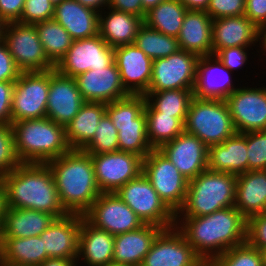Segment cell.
<instances>
[{"instance_id":"cell-1","label":"cell","mask_w":266,"mask_h":266,"mask_svg":"<svg viewBox=\"0 0 266 266\" xmlns=\"http://www.w3.org/2000/svg\"><path fill=\"white\" fill-rule=\"evenodd\" d=\"M175 226L195 253L206 262L247 242V219L235 207L223 208L201 217L176 219Z\"/></svg>"},{"instance_id":"cell-2","label":"cell","mask_w":266,"mask_h":266,"mask_svg":"<svg viewBox=\"0 0 266 266\" xmlns=\"http://www.w3.org/2000/svg\"><path fill=\"white\" fill-rule=\"evenodd\" d=\"M0 180L6 191L8 208L33 209L56 218L69 214L61 204L47 164L22 163Z\"/></svg>"},{"instance_id":"cell-3","label":"cell","mask_w":266,"mask_h":266,"mask_svg":"<svg viewBox=\"0 0 266 266\" xmlns=\"http://www.w3.org/2000/svg\"><path fill=\"white\" fill-rule=\"evenodd\" d=\"M46 164L53 174L64 209L69 214L84 215L101 194L91 155L82 149H70Z\"/></svg>"},{"instance_id":"cell-4","label":"cell","mask_w":266,"mask_h":266,"mask_svg":"<svg viewBox=\"0 0 266 266\" xmlns=\"http://www.w3.org/2000/svg\"><path fill=\"white\" fill-rule=\"evenodd\" d=\"M12 127L15 149L22 163L46 164L70 150L65 127L47 117L12 122Z\"/></svg>"},{"instance_id":"cell-5","label":"cell","mask_w":266,"mask_h":266,"mask_svg":"<svg viewBox=\"0 0 266 266\" xmlns=\"http://www.w3.org/2000/svg\"><path fill=\"white\" fill-rule=\"evenodd\" d=\"M236 179L235 174L207 169L189 180L186 199L177 212L176 219L201 217L223 208L234 207Z\"/></svg>"},{"instance_id":"cell-6","label":"cell","mask_w":266,"mask_h":266,"mask_svg":"<svg viewBox=\"0 0 266 266\" xmlns=\"http://www.w3.org/2000/svg\"><path fill=\"white\" fill-rule=\"evenodd\" d=\"M144 95H129L106 104V114L118 131L119 151L145 158L152 150L148 137Z\"/></svg>"},{"instance_id":"cell-7","label":"cell","mask_w":266,"mask_h":266,"mask_svg":"<svg viewBox=\"0 0 266 266\" xmlns=\"http://www.w3.org/2000/svg\"><path fill=\"white\" fill-rule=\"evenodd\" d=\"M184 131L198 137L208 147L221 144L236 133L226 100L193 97Z\"/></svg>"},{"instance_id":"cell-8","label":"cell","mask_w":266,"mask_h":266,"mask_svg":"<svg viewBox=\"0 0 266 266\" xmlns=\"http://www.w3.org/2000/svg\"><path fill=\"white\" fill-rule=\"evenodd\" d=\"M142 173L176 215L185 202L189 180L159 149H153L143 158Z\"/></svg>"},{"instance_id":"cell-9","label":"cell","mask_w":266,"mask_h":266,"mask_svg":"<svg viewBox=\"0 0 266 266\" xmlns=\"http://www.w3.org/2000/svg\"><path fill=\"white\" fill-rule=\"evenodd\" d=\"M144 224L164 229L175 226L176 215L160 199L150 181L141 173L115 192Z\"/></svg>"},{"instance_id":"cell-10","label":"cell","mask_w":266,"mask_h":266,"mask_svg":"<svg viewBox=\"0 0 266 266\" xmlns=\"http://www.w3.org/2000/svg\"><path fill=\"white\" fill-rule=\"evenodd\" d=\"M3 40L21 72L47 71L55 68L44 51L35 25L6 23Z\"/></svg>"},{"instance_id":"cell-11","label":"cell","mask_w":266,"mask_h":266,"mask_svg":"<svg viewBox=\"0 0 266 266\" xmlns=\"http://www.w3.org/2000/svg\"><path fill=\"white\" fill-rule=\"evenodd\" d=\"M48 93L49 70L21 72L12 94V122L46 117Z\"/></svg>"},{"instance_id":"cell-12","label":"cell","mask_w":266,"mask_h":266,"mask_svg":"<svg viewBox=\"0 0 266 266\" xmlns=\"http://www.w3.org/2000/svg\"><path fill=\"white\" fill-rule=\"evenodd\" d=\"M90 155L93 161L95 180L101 193L116 192L142 173L143 159L136 154L118 150Z\"/></svg>"},{"instance_id":"cell-13","label":"cell","mask_w":266,"mask_h":266,"mask_svg":"<svg viewBox=\"0 0 266 266\" xmlns=\"http://www.w3.org/2000/svg\"><path fill=\"white\" fill-rule=\"evenodd\" d=\"M199 57L179 49L165 58L152 62V78L148 91L193 89Z\"/></svg>"},{"instance_id":"cell-14","label":"cell","mask_w":266,"mask_h":266,"mask_svg":"<svg viewBox=\"0 0 266 266\" xmlns=\"http://www.w3.org/2000/svg\"><path fill=\"white\" fill-rule=\"evenodd\" d=\"M114 62V48L99 35L91 38L73 40L66 55L57 63L55 69L64 76L76 77L88 70L106 68Z\"/></svg>"},{"instance_id":"cell-15","label":"cell","mask_w":266,"mask_h":266,"mask_svg":"<svg viewBox=\"0 0 266 266\" xmlns=\"http://www.w3.org/2000/svg\"><path fill=\"white\" fill-rule=\"evenodd\" d=\"M84 217L112 235L134 231L145 225L115 192L101 193Z\"/></svg>"},{"instance_id":"cell-16","label":"cell","mask_w":266,"mask_h":266,"mask_svg":"<svg viewBox=\"0 0 266 266\" xmlns=\"http://www.w3.org/2000/svg\"><path fill=\"white\" fill-rule=\"evenodd\" d=\"M202 262L182 232L173 226L158 234L141 266H199Z\"/></svg>"},{"instance_id":"cell-17","label":"cell","mask_w":266,"mask_h":266,"mask_svg":"<svg viewBox=\"0 0 266 266\" xmlns=\"http://www.w3.org/2000/svg\"><path fill=\"white\" fill-rule=\"evenodd\" d=\"M226 102L237 133L266 130L265 87H239Z\"/></svg>"},{"instance_id":"cell-18","label":"cell","mask_w":266,"mask_h":266,"mask_svg":"<svg viewBox=\"0 0 266 266\" xmlns=\"http://www.w3.org/2000/svg\"><path fill=\"white\" fill-rule=\"evenodd\" d=\"M84 103L75 78L61 75L55 68L49 70L47 118L65 127Z\"/></svg>"},{"instance_id":"cell-19","label":"cell","mask_w":266,"mask_h":266,"mask_svg":"<svg viewBox=\"0 0 266 266\" xmlns=\"http://www.w3.org/2000/svg\"><path fill=\"white\" fill-rule=\"evenodd\" d=\"M114 61L123 87L130 95H145L152 78V62L135 43L114 48Z\"/></svg>"},{"instance_id":"cell-20","label":"cell","mask_w":266,"mask_h":266,"mask_svg":"<svg viewBox=\"0 0 266 266\" xmlns=\"http://www.w3.org/2000/svg\"><path fill=\"white\" fill-rule=\"evenodd\" d=\"M159 150L188 180L208 169V146L185 131L162 145Z\"/></svg>"},{"instance_id":"cell-21","label":"cell","mask_w":266,"mask_h":266,"mask_svg":"<svg viewBox=\"0 0 266 266\" xmlns=\"http://www.w3.org/2000/svg\"><path fill=\"white\" fill-rule=\"evenodd\" d=\"M74 78L85 102L108 104L130 95L122 85L115 61L106 68L88 70Z\"/></svg>"},{"instance_id":"cell-22","label":"cell","mask_w":266,"mask_h":266,"mask_svg":"<svg viewBox=\"0 0 266 266\" xmlns=\"http://www.w3.org/2000/svg\"><path fill=\"white\" fill-rule=\"evenodd\" d=\"M232 72L226 68L216 55L199 57L194 97L199 99L226 100L236 89L232 84Z\"/></svg>"},{"instance_id":"cell-23","label":"cell","mask_w":266,"mask_h":266,"mask_svg":"<svg viewBox=\"0 0 266 266\" xmlns=\"http://www.w3.org/2000/svg\"><path fill=\"white\" fill-rule=\"evenodd\" d=\"M81 222V214H68L56 218L40 235L48 258L77 260Z\"/></svg>"},{"instance_id":"cell-24","label":"cell","mask_w":266,"mask_h":266,"mask_svg":"<svg viewBox=\"0 0 266 266\" xmlns=\"http://www.w3.org/2000/svg\"><path fill=\"white\" fill-rule=\"evenodd\" d=\"M259 31L245 15L213 19L212 54L236 46L251 48L258 41L260 44Z\"/></svg>"},{"instance_id":"cell-25","label":"cell","mask_w":266,"mask_h":266,"mask_svg":"<svg viewBox=\"0 0 266 266\" xmlns=\"http://www.w3.org/2000/svg\"><path fill=\"white\" fill-rule=\"evenodd\" d=\"M208 170L235 175L248 171L247 132L235 133L221 144L208 147Z\"/></svg>"},{"instance_id":"cell-26","label":"cell","mask_w":266,"mask_h":266,"mask_svg":"<svg viewBox=\"0 0 266 266\" xmlns=\"http://www.w3.org/2000/svg\"><path fill=\"white\" fill-rule=\"evenodd\" d=\"M164 228L145 224L137 230L115 235L113 262L141 266L154 240Z\"/></svg>"},{"instance_id":"cell-27","label":"cell","mask_w":266,"mask_h":266,"mask_svg":"<svg viewBox=\"0 0 266 266\" xmlns=\"http://www.w3.org/2000/svg\"><path fill=\"white\" fill-rule=\"evenodd\" d=\"M213 19L206 11L188 10L179 35V48L198 57L212 54Z\"/></svg>"},{"instance_id":"cell-28","label":"cell","mask_w":266,"mask_h":266,"mask_svg":"<svg viewBox=\"0 0 266 266\" xmlns=\"http://www.w3.org/2000/svg\"><path fill=\"white\" fill-rule=\"evenodd\" d=\"M55 219L54 215L33 209L7 208L0 225V245L7 238L40 236Z\"/></svg>"},{"instance_id":"cell-29","label":"cell","mask_w":266,"mask_h":266,"mask_svg":"<svg viewBox=\"0 0 266 266\" xmlns=\"http://www.w3.org/2000/svg\"><path fill=\"white\" fill-rule=\"evenodd\" d=\"M53 18L67 30L73 40L98 35L99 12L76 0H64L55 5Z\"/></svg>"},{"instance_id":"cell-30","label":"cell","mask_w":266,"mask_h":266,"mask_svg":"<svg viewBox=\"0 0 266 266\" xmlns=\"http://www.w3.org/2000/svg\"><path fill=\"white\" fill-rule=\"evenodd\" d=\"M114 240L115 235L95 227L82 215L77 264L80 258L87 266L113 262Z\"/></svg>"},{"instance_id":"cell-31","label":"cell","mask_w":266,"mask_h":266,"mask_svg":"<svg viewBox=\"0 0 266 266\" xmlns=\"http://www.w3.org/2000/svg\"><path fill=\"white\" fill-rule=\"evenodd\" d=\"M234 207L247 220L266 212V170L237 175Z\"/></svg>"},{"instance_id":"cell-32","label":"cell","mask_w":266,"mask_h":266,"mask_svg":"<svg viewBox=\"0 0 266 266\" xmlns=\"http://www.w3.org/2000/svg\"><path fill=\"white\" fill-rule=\"evenodd\" d=\"M107 8L110 12H99L98 35L113 48L133 44L140 26L144 23L143 19L130 13Z\"/></svg>"},{"instance_id":"cell-33","label":"cell","mask_w":266,"mask_h":266,"mask_svg":"<svg viewBox=\"0 0 266 266\" xmlns=\"http://www.w3.org/2000/svg\"><path fill=\"white\" fill-rule=\"evenodd\" d=\"M106 113V104L85 102L75 117L65 126L70 149H83L94 137L96 126Z\"/></svg>"},{"instance_id":"cell-34","label":"cell","mask_w":266,"mask_h":266,"mask_svg":"<svg viewBox=\"0 0 266 266\" xmlns=\"http://www.w3.org/2000/svg\"><path fill=\"white\" fill-rule=\"evenodd\" d=\"M48 255L40 236L7 238L0 245V263L13 266H40Z\"/></svg>"},{"instance_id":"cell-35","label":"cell","mask_w":266,"mask_h":266,"mask_svg":"<svg viewBox=\"0 0 266 266\" xmlns=\"http://www.w3.org/2000/svg\"><path fill=\"white\" fill-rule=\"evenodd\" d=\"M187 11L180 0H165L146 12L143 21L150 28L177 38Z\"/></svg>"},{"instance_id":"cell-36","label":"cell","mask_w":266,"mask_h":266,"mask_svg":"<svg viewBox=\"0 0 266 266\" xmlns=\"http://www.w3.org/2000/svg\"><path fill=\"white\" fill-rule=\"evenodd\" d=\"M146 103L156 112L172 115L185 123L193 89H172L166 91H147Z\"/></svg>"},{"instance_id":"cell-37","label":"cell","mask_w":266,"mask_h":266,"mask_svg":"<svg viewBox=\"0 0 266 266\" xmlns=\"http://www.w3.org/2000/svg\"><path fill=\"white\" fill-rule=\"evenodd\" d=\"M34 25L48 59L56 66L71 47L72 37L54 18Z\"/></svg>"},{"instance_id":"cell-38","label":"cell","mask_w":266,"mask_h":266,"mask_svg":"<svg viewBox=\"0 0 266 266\" xmlns=\"http://www.w3.org/2000/svg\"><path fill=\"white\" fill-rule=\"evenodd\" d=\"M148 141L153 149L172 141L184 131V124L176 117L154 111L145 105Z\"/></svg>"},{"instance_id":"cell-39","label":"cell","mask_w":266,"mask_h":266,"mask_svg":"<svg viewBox=\"0 0 266 266\" xmlns=\"http://www.w3.org/2000/svg\"><path fill=\"white\" fill-rule=\"evenodd\" d=\"M134 43L152 60L165 58L180 49L177 38L156 31L145 23L140 26Z\"/></svg>"},{"instance_id":"cell-40","label":"cell","mask_w":266,"mask_h":266,"mask_svg":"<svg viewBox=\"0 0 266 266\" xmlns=\"http://www.w3.org/2000/svg\"><path fill=\"white\" fill-rule=\"evenodd\" d=\"M82 150L89 154L110 153L119 150L117 128L106 113L96 126L94 137Z\"/></svg>"},{"instance_id":"cell-41","label":"cell","mask_w":266,"mask_h":266,"mask_svg":"<svg viewBox=\"0 0 266 266\" xmlns=\"http://www.w3.org/2000/svg\"><path fill=\"white\" fill-rule=\"evenodd\" d=\"M215 266H263L260 250L248 242L218 255L211 261Z\"/></svg>"},{"instance_id":"cell-42","label":"cell","mask_w":266,"mask_h":266,"mask_svg":"<svg viewBox=\"0 0 266 266\" xmlns=\"http://www.w3.org/2000/svg\"><path fill=\"white\" fill-rule=\"evenodd\" d=\"M12 124H0V177L20 166Z\"/></svg>"},{"instance_id":"cell-43","label":"cell","mask_w":266,"mask_h":266,"mask_svg":"<svg viewBox=\"0 0 266 266\" xmlns=\"http://www.w3.org/2000/svg\"><path fill=\"white\" fill-rule=\"evenodd\" d=\"M248 171L266 170V130L247 132Z\"/></svg>"},{"instance_id":"cell-44","label":"cell","mask_w":266,"mask_h":266,"mask_svg":"<svg viewBox=\"0 0 266 266\" xmlns=\"http://www.w3.org/2000/svg\"><path fill=\"white\" fill-rule=\"evenodd\" d=\"M55 5L51 0H25L18 23L34 25L54 17Z\"/></svg>"},{"instance_id":"cell-45","label":"cell","mask_w":266,"mask_h":266,"mask_svg":"<svg viewBox=\"0 0 266 266\" xmlns=\"http://www.w3.org/2000/svg\"><path fill=\"white\" fill-rule=\"evenodd\" d=\"M245 0H210L206 12L212 19L241 16L245 12Z\"/></svg>"},{"instance_id":"cell-46","label":"cell","mask_w":266,"mask_h":266,"mask_svg":"<svg viewBox=\"0 0 266 266\" xmlns=\"http://www.w3.org/2000/svg\"><path fill=\"white\" fill-rule=\"evenodd\" d=\"M247 242L258 250L266 247V212L247 220Z\"/></svg>"},{"instance_id":"cell-47","label":"cell","mask_w":266,"mask_h":266,"mask_svg":"<svg viewBox=\"0 0 266 266\" xmlns=\"http://www.w3.org/2000/svg\"><path fill=\"white\" fill-rule=\"evenodd\" d=\"M21 71L16 66L4 40L0 41V82H15Z\"/></svg>"},{"instance_id":"cell-48","label":"cell","mask_w":266,"mask_h":266,"mask_svg":"<svg viewBox=\"0 0 266 266\" xmlns=\"http://www.w3.org/2000/svg\"><path fill=\"white\" fill-rule=\"evenodd\" d=\"M246 50H248L247 47L236 46L220 49L215 55L226 68L233 71L247 62L248 54Z\"/></svg>"},{"instance_id":"cell-49","label":"cell","mask_w":266,"mask_h":266,"mask_svg":"<svg viewBox=\"0 0 266 266\" xmlns=\"http://www.w3.org/2000/svg\"><path fill=\"white\" fill-rule=\"evenodd\" d=\"M15 82H0V124H12L11 106Z\"/></svg>"},{"instance_id":"cell-50","label":"cell","mask_w":266,"mask_h":266,"mask_svg":"<svg viewBox=\"0 0 266 266\" xmlns=\"http://www.w3.org/2000/svg\"><path fill=\"white\" fill-rule=\"evenodd\" d=\"M244 15L261 30L266 25V0H245Z\"/></svg>"},{"instance_id":"cell-51","label":"cell","mask_w":266,"mask_h":266,"mask_svg":"<svg viewBox=\"0 0 266 266\" xmlns=\"http://www.w3.org/2000/svg\"><path fill=\"white\" fill-rule=\"evenodd\" d=\"M25 0H0V17L6 22L20 20Z\"/></svg>"},{"instance_id":"cell-52","label":"cell","mask_w":266,"mask_h":266,"mask_svg":"<svg viewBox=\"0 0 266 266\" xmlns=\"http://www.w3.org/2000/svg\"><path fill=\"white\" fill-rule=\"evenodd\" d=\"M108 7L136 15L138 17H141L143 20L146 15V12L142 7V0H109Z\"/></svg>"},{"instance_id":"cell-53","label":"cell","mask_w":266,"mask_h":266,"mask_svg":"<svg viewBox=\"0 0 266 266\" xmlns=\"http://www.w3.org/2000/svg\"><path fill=\"white\" fill-rule=\"evenodd\" d=\"M188 10L206 11L210 0H180Z\"/></svg>"},{"instance_id":"cell-54","label":"cell","mask_w":266,"mask_h":266,"mask_svg":"<svg viewBox=\"0 0 266 266\" xmlns=\"http://www.w3.org/2000/svg\"><path fill=\"white\" fill-rule=\"evenodd\" d=\"M76 1H78L83 6L94 9L97 12H100L103 6H104L103 11H104V9H106V7H108L109 5V0H76Z\"/></svg>"},{"instance_id":"cell-55","label":"cell","mask_w":266,"mask_h":266,"mask_svg":"<svg viewBox=\"0 0 266 266\" xmlns=\"http://www.w3.org/2000/svg\"><path fill=\"white\" fill-rule=\"evenodd\" d=\"M77 260H66L62 258H48L40 266H77Z\"/></svg>"},{"instance_id":"cell-56","label":"cell","mask_w":266,"mask_h":266,"mask_svg":"<svg viewBox=\"0 0 266 266\" xmlns=\"http://www.w3.org/2000/svg\"><path fill=\"white\" fill-rule=\"evenodd\" d=\"M7 208L6 191L2 181L0 180V225L2 224Z\"/></svg>"},{"instance_id":"cell-57","label":"cell","mask_w":266,"mask_h":266,"mask_svg":"<svg viewBox=\"0 0 266 266\" xmlns=\"http://www.w3.org/2000/svg\"><path fill=\"white\" fill-rule=\"evenodd\" d=\"M165 0H142V7L145 12H148L150 9L156 7L159 3Z\"/></svg>"},{"instance_id":"cell-58","label":"cell","mask_w":266,"mask_h":266,"mask_svg":"<svg viewBox=\"0 0 266 266\" xmlns=\"http://www.w3.org/2000/svg\"><path fill=\"white\" fill-rule=\"evenodd\" d=\"M259 40H262L263 50L266 51V25L259 31Z\"/></svg>"},{"instance_id":"cell-59","label":"cell","mask_w":266,"mask_h":266,"mask_svg":"<svg viewBox=\"0 0 266 266\" xmlns=\"http://www.w3.org/2000/svg\"><path fill=\"white\" fill-rule=\"evenodd\" d=\"M6 22L0 17V41L3 40Z\"/></svg>"},{"instance_id":"cell-60","label":"cell","mask_w":266,"mask_h":266,"mask_svg":"<svg viewBox=\"0 0 266 266\" xmlns=\"http://www.w3.org/2000/svg\"><path fill=\"white\" fill-rule=\"evenodd\" d=\"M262 255L263 266H266V247L260 250Z\"/></svg>"},{"instance_id":"cell-61","label":"cell","mask_w":266,"mask_h":266,"mask_svg":"<svg viewBox=\"0 0 266 266\" xmlns=\"http://www.w3.org/2000/svg\"><path fill=\"white\" fill-rule=\"evenodd\" d=\"M102 266H131V265H125V264H121V263L111 262V263H107L106 265H102Z\"/></svg>"},{"instance_id":"cell-62","label":"cell","mask_w":266,"mask_h":266,"mask_svg":"<svg viewBox=\"0 0 266 266\" xmlns=\"http://www.w3.org/2000/svg\"><path fill=\"white\" fill-rule=\"evenodd\" d=\"M199 266H215V265L211 261L210 262L203 261Z\"/></svg>"},{"instance_id":"cell-63","label":"cell","mask_w":266,"mask_h":266,"mask_svg":"<svg viewBox=\"0 0 266 266\" xmlns=\"http://www.w3.org/2000/svg\"><path fill=\"white\" fill-rule=\"evenodd\" d=\"M62 1H64V0H51V2H52L54 5H57V4L61 3Z\"/></svg>"},{"instance_id":"cell-64","label":"cell","mask_w":266,"mask_h":266,"mask_svg":"<svg viewBox=\"0 0 266 266\" xmlns=\"http://www.w3.org/2000/svg\"><path fill=\"white\" fill-rule=\"evenodd\" d=\"M0 266H13V265L1 264V263H0Z\"/></svg>"}]
</instances>
